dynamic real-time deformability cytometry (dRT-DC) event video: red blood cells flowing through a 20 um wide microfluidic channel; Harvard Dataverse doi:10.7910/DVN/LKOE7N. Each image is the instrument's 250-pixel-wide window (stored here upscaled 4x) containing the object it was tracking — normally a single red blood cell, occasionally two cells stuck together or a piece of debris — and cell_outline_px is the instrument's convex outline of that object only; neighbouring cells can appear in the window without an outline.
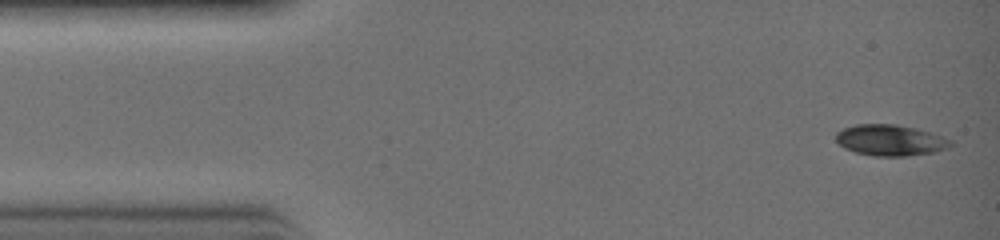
{"species": "common noctule bat (a hibernating species)", "species_latin": "Nyctalus noctula", "temperature_condition": "warm", "stored_images_in_passage": 8, "camera_frame_rate_fps": 3000, "um_per_image_px": 0.085, "animal": {"sex": "female", "body_mass_g": 19.0, "forearm_length_mm": 51.5}, "frame": {"image": 1, "passage_image": 1, "time_ms": 0.0, "image_size_px": [1000, 240], "cell_outline_px": [[952, 144], [948, 148], [936, 152], [908, 156], [876, 156], [856, 152], [844, 148], [836, 140], [836, 132], [844, 128], [856, 124], [896, 124], [916, 128], [952, 140]], "centroid_in_image_um": [75.68, 11.92], "position_along_channel_um": 9.3, "area_um2": 20.69}}